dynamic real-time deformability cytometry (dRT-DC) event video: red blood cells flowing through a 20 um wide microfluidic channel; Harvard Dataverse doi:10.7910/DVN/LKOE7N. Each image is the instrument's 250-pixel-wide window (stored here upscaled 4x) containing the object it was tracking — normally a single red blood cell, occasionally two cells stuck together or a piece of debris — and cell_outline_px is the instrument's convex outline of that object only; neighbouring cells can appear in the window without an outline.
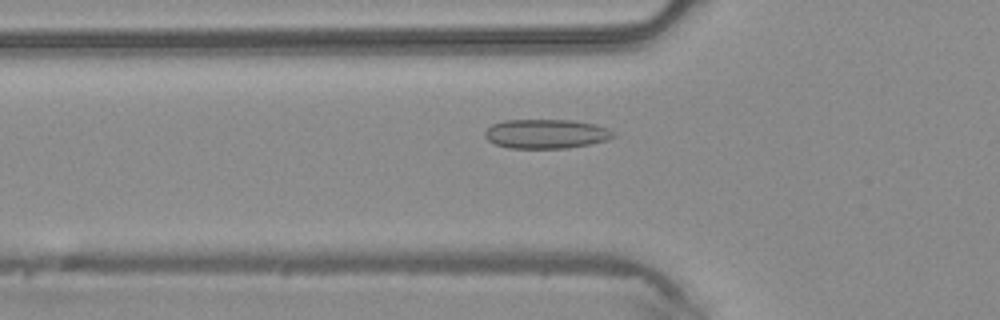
{"species": "common noctule bat (a hibernating species)", "species_latin": "Nyctalus noctula", "temperature_condition": "warm", "stored_images_in_passage": 47, "camera_frame_rate_fps": 3000, "um_per_image_px": 0.085, "animal": {"sex": "male", "body_mass_g": 20.4}, "frame": {"image": 1, "passage_image": 16, "time_ms": 5.0, "image_size_px": [1000, 320], "cell_outline_px": [[616, 136], [608, 140], [568, 148], [508, 148], [496, 144], [488, 140], [484, 136], [484, 132], [492, 124], [504, 120], [572, 120], [596, 124], [608, 128], [616, 132]], "centroid_in_image_um": [46.45, 11.37], "position_along_channel_um": 79.4, "area_um2": 22.08}}
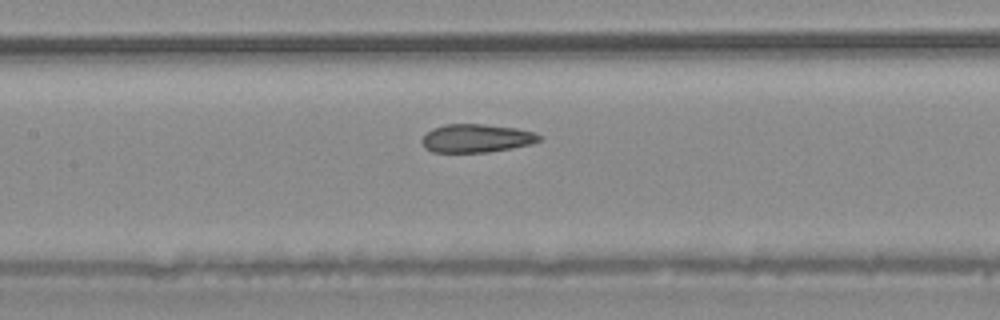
{"frame": {"image": 2, "passage_image": 22, "time_ms": 7.0, "image_size_px": [1000, 320], "cell_outline_px": [[544, 136], [540, 140], [532, 144], [512, 148], [488, 152], [432, 152], [424, 148], [420, 140], [432, 128], [444, 124], [484, 124], [516, 128], [532, 132]], "centroid_in_image_um": [40.49, 11.75], "position_along_channel_um": 166.9, "area_um2": 19.48}}
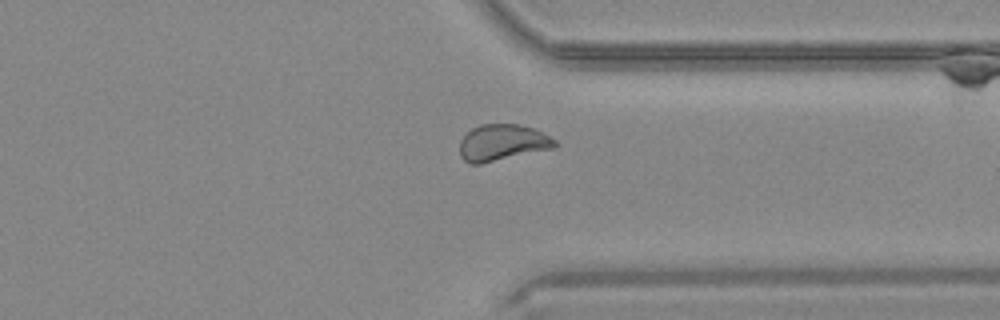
{"frame": {"image": 3, "passage_image": 36, "time_ms": 11.667, "image_size_px": [1000, 320], "cell_outline_px": [[556, 148], [480, 164], [468, 164], [460, 156], [460, 140], [472, 128], [480, 124], [520, 124], [532, 128], [556, 140]], "centroid_in_image_um": [42.68, 12.13], "position_along_channel_um": 368.7, "area_um2": 20.23}}